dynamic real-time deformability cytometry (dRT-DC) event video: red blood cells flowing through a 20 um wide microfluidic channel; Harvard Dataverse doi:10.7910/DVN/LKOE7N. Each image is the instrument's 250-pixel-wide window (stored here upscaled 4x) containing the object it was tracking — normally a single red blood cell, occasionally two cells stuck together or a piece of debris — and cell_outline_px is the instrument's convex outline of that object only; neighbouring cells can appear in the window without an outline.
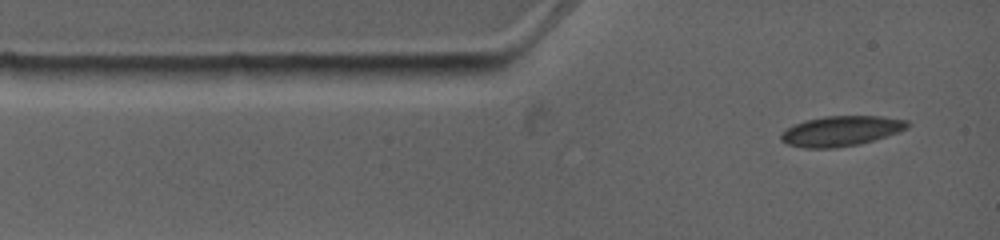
{"species": "common noctule bat (a hibernating species)", "species_latin": "Nyctalus noctula", "temperature_condition": "warm", "stored_images_in_passage": 2, "camera_frame_rate_fps": 4500, "um_per_image_px": 0.085, "animal": {"sex": "female", "body_mass_g": 19.0, "forearm_length_mm": 53.3}, "frame": {"image": 1, "passage_image": 1, "time_ms": 0.0, "image_size_px": [1000, 240], "cell_outline_px": [[908, 128], [872, 140], [856, 144], [832, 148], [804, 148], [788, 144], [780, 140], [780, 132], [804, 120], [824, 116], [880, 116], [908, 120]], "centroid_in_image_um": [71.44, 11.12], "position_along_channel_um": 13.6, "area_um2": 21.91}}